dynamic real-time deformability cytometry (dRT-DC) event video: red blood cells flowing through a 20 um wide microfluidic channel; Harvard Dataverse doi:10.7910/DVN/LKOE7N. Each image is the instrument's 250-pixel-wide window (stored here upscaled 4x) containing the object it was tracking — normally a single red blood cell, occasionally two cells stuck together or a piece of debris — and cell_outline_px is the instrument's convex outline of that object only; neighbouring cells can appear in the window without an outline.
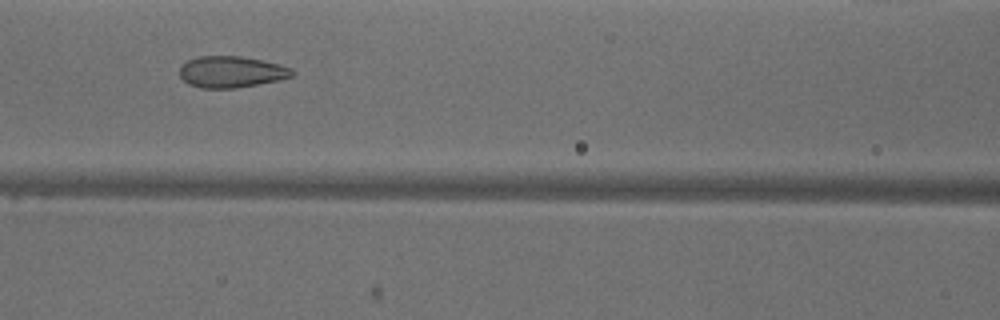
{"species": "common noctule bat (a hibernating species)", "species_latin": "Nyctalus noctula", "temperature_condition": "warm", "stored_images_in_passage": 40, "camera_frame_rate_fps": 3000, "um_per_image_px": 0.085, "animal": {"sex": "male", "body_mass_g": 18.8}, "frame": {"image": 1, "passage_image": 21, "time_ms": 6.667, "image_size_px": [1000, 320], "cell_outline_px": [[296, 72], [292, 76], [276, 80], [236, 88], [200, 88], [188, 84], [180, 76], [180, 68], [188, 60], [200, 56], [240, 56], [264, 60], [280, 64], [292, 68]], "centroid_in_image_um": [19.68, 6.1], "position_along_channel_um": 146.9, "area_um2": 20.52}}
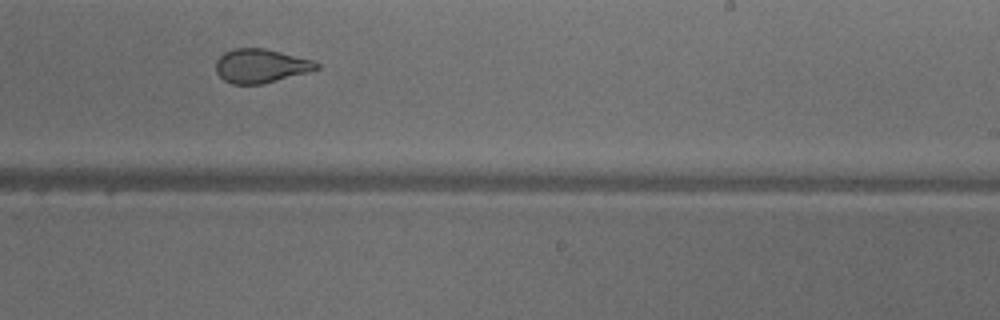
{"frame": {"image": 2, "passage_image": 30, "time_ms": 9.667, "image_size_px": [1000, 320], "cell_outline_px": [[320, 68], [308, 72], [264, 84], [232, 84], [224, 80], [216, 72], [216, 60], [224, 52], [236, 48], [264, 48], [312, 60], [320, 64]], "centroid_in_image_um": [22.16, 5.61], "position_along_channel_um": 266.8, "area_um2": 19.83}}
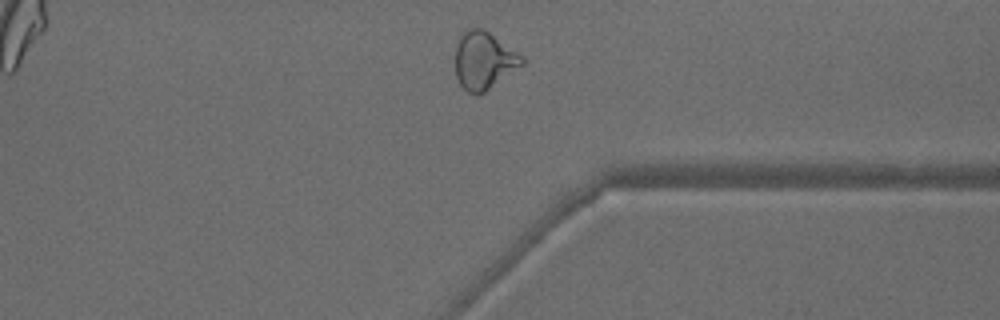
{"frame": {"image": 3, "passage_image": 38, "time_ms": 12.333, "image_size_px": [1000, 320], "cell_outline_px": [[524, 64], [484, 92], [468, 92], [460, 84], [456, 76], [456, 44], [460, 32], [472, 28], [484, 28], [524, 56]], "centroid_in_image_um": [41.13, 5.09], "position_along_channel_um": 370.3, "area_um2": 22.31}, "authors_computed_cell_mechanics": {"area_um2": 21.8773, "velocity_mm_per_s": 4.0023, "shape_relaxation_time_tau1_ms": null, "shape_relaxation_time_tau2_ms": 0.9978, "deformation_change_tau1": null, "deformation_change_tau2": 0.0698}}